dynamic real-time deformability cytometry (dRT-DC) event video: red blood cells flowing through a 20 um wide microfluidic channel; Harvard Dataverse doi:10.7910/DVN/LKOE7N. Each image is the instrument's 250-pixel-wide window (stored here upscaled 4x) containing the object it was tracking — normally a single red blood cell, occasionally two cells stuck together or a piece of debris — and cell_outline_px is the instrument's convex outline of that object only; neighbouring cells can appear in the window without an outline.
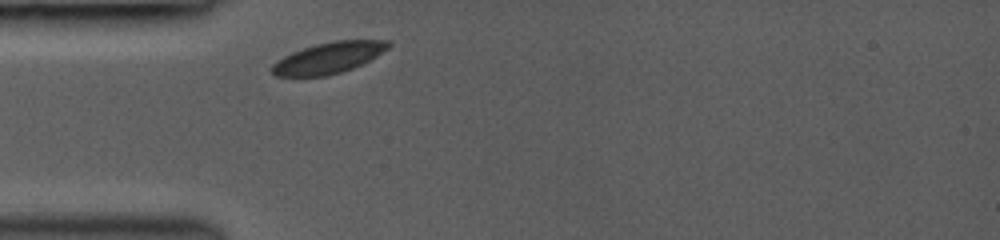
{"species": "common noctule bat (a hibernating species)", "species_latin": "Nyctalus noctula", "temperature_condition": "room temperature", "stored_images_in_passage": 1, "camera_frame_rate_fps": 3000, "um_per_image_px": 0.085, "animal": {"sex": "female", "body_mass_g": 19.0, "forearm_length_mm": 53.3}, "frame": {"image": 1, "passage_image": 1, "time_ms": 0.0, "image_size_px": [1000, 240], "cell_outline_px": [[392, 44], [388, 48], [376, 56], [352, 68], [340, 72], [324, 76], [276, 76], [272, 72], [272, 64], [276, 60], [292, 52], [316, 44], [336, 40], [392, 40]], "centroid_in_image_um": [27.93, 4.9], "position_along_channel_um": 57.1, "area_um2": 20.87}}